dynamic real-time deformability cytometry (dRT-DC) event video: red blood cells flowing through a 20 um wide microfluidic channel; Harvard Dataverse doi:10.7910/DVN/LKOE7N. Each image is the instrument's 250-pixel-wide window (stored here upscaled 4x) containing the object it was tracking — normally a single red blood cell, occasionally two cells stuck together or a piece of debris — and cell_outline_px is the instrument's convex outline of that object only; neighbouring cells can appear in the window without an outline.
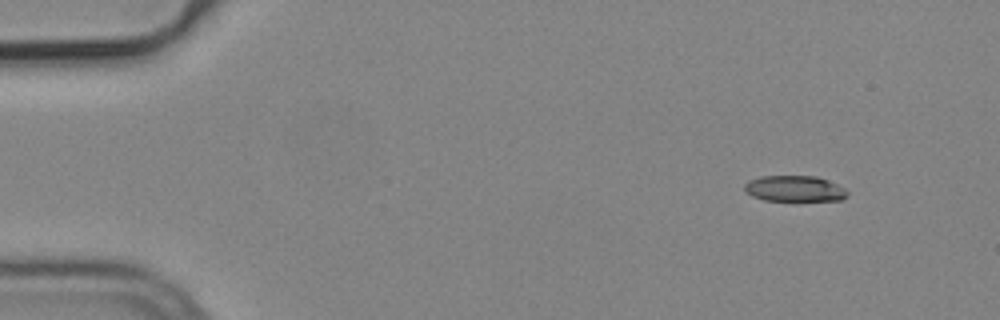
{"species": "common noctule bat (a hibernating species)", "species_latin": "Nyctalus noctula", "temperature_condition": "cold", "stored_images_in_passage": 4, "camera_frame_rate_fps": 3000, "um_per_image_px": 0.085, "animal": {"sex": "male", "body_mass_g": 19.2, "forearm_length_mm": 51.8}, "frame": {"image": 1, "passage_image": 1, "time_ms": 0.0, "image_size_px": [1000, 320], "cell_outline_px": [[848, 196], [840, 200], [796, 204], [764, 200], [752, 196], [744, 188], [744, 184], [748, 180], [760, 176], [816, 176], [828, 180], [844, 188], [848, 192]], "centroid_in_image_um": [67.56, 16.09], "position_along_channel_um": 17.4, "area_um2": 16.53}}
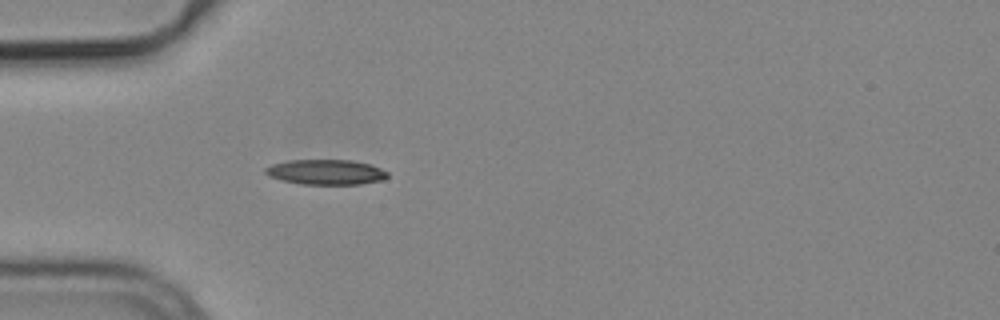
{"frame": {"image": 2, "passage_image": 4, "time_ms": 1.0, "image_size_px": [1000, 320], "cell_outline_px": [[388, 176], [384, 180], [360, 184], [300, 184], [268, 176], [264, 172], [264, 168], [272, 164], [288, 160], [348, 160], [368, 164], [380, 168], [388, 172]], "centroid_in_image_um": [27.69, 14.63], "position_along_channel_um": 57.3, "area_um2": 17.8}}